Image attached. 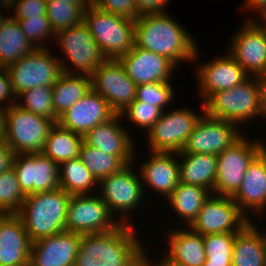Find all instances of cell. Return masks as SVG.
I'll use <instances>...</instances> for the list:
<instances>
[{
    "mask_svg": "<svg viewBox=\"0 0 266 266\" xmlns=\"http://www.w3.org/2000/svg\"><path fill=\"white\" fill-rule=\"evenodd\" d=\"M133 224L112 231L81 235L74 266H146L148 254Z\"/></svg>",
    "mask_w": 266,
    "mask_h": 266,
    "instance_id": "1",
    "label": "cell"
},
{
    "mask_svg": "<svg viewBox=\"0 0 266 266\" xmlns=\"http://www.w3.org/2000/svg\"><path fill=\"white\" fill-rule=\"evenodd\" d=\"M191 34L166 12L144 14L135 20V45L160 54L176 67L196 62L199 51Z\"/></svg>",
    "mask_w": 266,
    "mask_h": 266,
    "instance_id": "2",
    "label": "cell"
},
{
    "mask_svg": "<svg viewBox=\"0 0 266 266\" xmlns=\"http://www.w3.org/2000/svg\"><path fill=\"white\" fill-rule=\"evenodd\" d=\"M252 78L250 76L242 84L213 93L203 103L204 112L238 126L259 115L264 119L265 81L258 76Z\"/></svg>",
    "mask_w": 266,
    "mask_h": 266,
    "instance_id": "3",
    "label": "cell"
},
{
    "mask_svg": "<svg viewBox=\"0 0 266 266\" xmlns=\"http://www.w3.org/2000/svg\"><path fill=\"white\" fill-rule=\"evenodd\" d=\"M70 197L61 188L26 195L17 215L31 242L66 231V212Z\"/></svg>",
    "mask_w": 266,
    "mask_h": 266,
    "instance_id": "4",
    "label": "cell"
},
{
    "mask_svg": "<svg viewBox=\"0 0 266 266\" xmlns=\"http://www.w3.org/2000/svg\"><path fill=\"white\" fill-rule=\"evenodd\" d=\"M83 22L106 59H119L135 45V20L116 16L89 5Z\"/></svg>",
    "mask_w": 266,
    "mask_h": 266,
    "instance_id": "5",
    "label": "cell"
},
{
    "mask_svg": "<svg viewBox=\"0 0 266 266\" xmlns=\"http://www.w3.org/2000/svg\"><path fill=\"white\" fill-rule=\"evenodd\" d=\"M55 122L34 114L17 103L6 108L4 140L14 154L39 153Z\"/></svg>",
    "mask_w": 266,
    "mask_h": 266,
    "instance_id": "6",
    "label": "cell"
},
{
    "mask_svg": "<svg viewBox=\"0 0 266 266\" xmlns=\"http://www.w3.org/2000/svg\"><path fill=\"white\" fill-rule=\"evenodd\" d=\"M244 134L217 155V174L212 194L232 197L243 181L248 165L266 147L261 141H248Z\"/></svg>",
    "mask_w": 266,
    "mask_h": 266,
    "instance_id": "7",
    "label": "cell"
},
{
    "mask_svg": "<svg viewBox=\"0 0 266 266\" xmlns=\"http://www.w3.org/2000/svg\"><path fill=\"white\" fill-rule=\"evenodd\" d=\"M57 46L60 45L66 61L77 67L78 72L66 65V58L60 60L61 69L66 74H80L91 76L94 71L106 60L97 42L84 22L68 29L59 30L55 34ZM59 42V43H58ZM83 72V73H82Z\"/></svg>",
    "mask_w": 266,
    "mask_h": 266,
    "instance_id": "8",
    "label": "cell"
},
{
    "mask_svg": "<svg viewBox=\"0 0 266 266\" xmlns=\"http://www.w3.org/2000/svg\"><path fill=\"white\" fill-rule=\"evenodd\" d=\"M14 95L43 85L52 86L63 73L60 59L48 48H35L7 67Z\"/></svg>",
    "mask_w": 266,
    "mask_h": 266,
    "instance_id": "9",
    "label": "cell"
},
{
    "mask_svg": "<svg viewBox=\"0 0 266 266\" xmlns=\"http://www.w3.org/2000/svg\"><path fill=\"white\" fill-rule=\"evenodd\" d=\"M90 194L71 195L65 221L67 232L80 235L105 233L114 230L121 224L110 213L108 206L99 197V194L98 196Z\"/></svg>",
    "mask_w": 266,
    "mask_h": 266,
    "instance_id": "10",
    "label": "cell"
},
{
    "mask_svg": "<svg viewBox=\"0 0 266 266\" xmlns=\"http://www.w3.org/2000/svg\"><path fill=\"white\" fill-rule=\"evenodd\" d=\"M133 164L125 166L118 173L112 174L98 181L101 194L99 197L106 203L110 213L116 216V213L122 214L119 217L121 224H132L128 220V212L140 208L144 198L142 181L140 174L136 175L132 169ZM116 211V212H115ZM115 214V215H114ZM127 214V215H126ZM126 215V216H125Z\"/></svg>",
    "mask_w": 266,
    "mask_h": 266,
    "instance_id": "11",
    "label": "cell"
},
{
    "mask_svg": "<svg viewBox=\"0 0 266 266\" xmlns=\"http://www.w3.org/2000/svg\"><path fill=\"white\" fill-rule=\"evenodd\" d=\"M250 221L230 196L211 195L193 222L187 226L201 235L237 233Z\"/></svg>",
    "mask_w": 266,
    "mask_h": 266,
    "instance_id": "12",
    "label": "cell"
},
{
    "mask_svg": "<svg viewBox=\"0 0 266 266\" xmlns=\"http://www.w3.org/2000/svg\"><path fill=\"white\" fill-rule=\"evenodd\" d=\"M200 117L190 108L184 107L170 112L163 111L147 132L150 153L181 152Z\"/></svg>",
    "mask_w": 266,
    "mask_h": 266,
    "instance_id": "13",
    "label": "cell"
},
{
    "mask_svg": "<svg viewBox=\"0 0 266 266\" xmlns=\"http://www.w3.org/2000/svg\"><path fill=\"white\" fill-rule=\"evenodd\" d=\"M90 77L92 89L116 114H121L136 99L137 85L128 77L119 59H106Z\"/></svg>",
    "mask_w": 266,
    "mask_h": 266,
    "instance_id": "14",
    "label": "cell"
},
{
    "mask_svg": "<svg viewBox=\"0 0 266 266\" xmlns=\"http://www.w3.org/2000/svg\"><path fill=\"white\" fill-rule=\"evenodd\" d=\"M247 18L232 37L229 54L251 76L266 75V25Z\"/></svg>",
    "mask_w": 266,
    "mask_h": 266,
    "instance_id": "15",
    "label": "cell"
},
{
    "mask_svg": "<svg viewBox=\"0 0 266 266\" xmlns=\"http://www.w3.org/2000/svg\"><path fill=\"white\" fill-rule=\"evenodd\" d=\"M203 112L179 153L218 155L238 140L242 133L236 123L208 116Z\"/></svg>",
    "mask_w": 266,
    "mask_h": 266,
    "instance_id": "16",
    "label": "cell"
},
{
    "mask_svg": "<svg viewBox=\"0 0 266 266\" xmlns=\"http://www.w3.org/2000/svg\"><path fill=\"white\" fill-rule=\"evenodd\" d=\"M12 167L25 195L60 188L59 165L42 152L15 154Z\"/></svg>",
    "mask_w": 266,
    "mask_h": 266,
    "instance_id": "17",
    "label": "cell"
},
{
    "mask_svg": "<svg viewBox=\"0 0 266 266\" xmlns=\"http://www.w3.org/2000/svg\"><path fill=\"white\" fill-rule=\"evenodd\" d=\"M198 65L195 73L198 75L199 95H202L203 103L213 93L242 84L250 77L229 53Z\"/></svg>",
    "mask_w": 266,
    "mask_h": 266,
    "instance_id": "18",
    "label": "cell"
},
{
    "mask_svg": "<svg viewBox=\"0 0 266 266\" xmlns=\"http://www.w3.org/2000/svg\"><path fill=\"white\" fill-rule=\"evenodd\" d=\"M115 115L109 103L91 88L83 98L59 117L58 123L84 136L89 130L110 120Z\"/></svg>",
    "mask_w": 266,
    "mask_h": 266,
    "instance_id": "19",
    "label": "cell"
},
{
    "mask_svg": "<svg viewBox=\"0 0 266 266\" xmlns=\"http://www.w3.org/2000/svg\"><path fill=\"white\" fill-rule=\"evenodd\" d=\"M128 77L136 84L170 82L172 72L177 68L170 60L153 51L134 45L119 58Z\"/></svg>",
    "mask_w": 266,
    "mask_h": 266,
    "instance_id": "20",
    "label": "cell"
},
{
    "mask_svg": "<svg viewBox=\"0 0 266 266\" xmlns=\"http://www.w3.org/2000/svg\"><path fill=\"white\" fill-rule=\"evenodd\" d=\"M81 235L64 231L32 242L29 266H74Z\"/></svg>",
    "mask_w": 266,
    "mask_h": 266,
    "instance_id": "21",
    "label": "cell"
},
{
    "mask_svg": "<svg viewBox=\"0 0 266 266\" xmlns=\"http://www.w3.org/2000/svg\"><path fill=\"white\" fill-rule=\"evenodd\" d=\"M121 118V114H116L110 120L98 124L83 136V142L102 152L118 156L126 165H130L135 159V144L127 128L120 125Z\"/></svg>",
    "mask_w": 266,
    "mask_h": 266,
    "instance_id": "22",
    "label": "cell"
},
{
    "mask_svg": "<svg viewBox=\"0 0 266 266\" xmlns=\"http://www.w3.org/2000/svg\"><path fill=\"white\" fill-rule=\"evenodd\" d=\"M31 244L17 214H0V266H29Z\"/></svg>",
    "mask_w": 266,
    "mask_h": 266,
    "instance_id": "23",
    "label": "cell"
},
{
    "mask_svg": "<svg viewBox=\"0 0 266 266\" xmlns=\"http://www.w3.org/2000/svg\"><path fill=\"white\" fill-rule=\"evenodd\" d=\"M232 199L249 219L248 210H255V214L263 213L264 215L266 211V147L248 165L240 188Z\"/></svg>",
    "mask_w": 266,
    "mask_h": 266,
    "instance_id": "24",
    "label": "cell"
},
{
    "mask_svg": "<svg viewBox=\"0 0 266 266\" xmlns=\"http://www.w3.org/2000/svg\"><path fill=\"white\" fill-rule=\"evenodd\" d=\"M175 152H155L149 155L150 158L139 168L144 185L158 192L166 199L180 182L179 161L175 159ZM144 183V184H143Z\"/></svg>",
    "mask_w": 266,
    "mask_h": 266,
    "instance_id": "25",
    "label": "cell"
},
{
    "mask_svg": "<svg viewBox=\"0 0 266 266\" xmlns=\"http://www.w3.org/2000/svg\"><path fill=\"white\" fill-rule=\"evenodd\" d=\"M176 229L169 232L168 247L165 256L176 263L185 266H203L206 253L203 235L188 229Z\"/></svg>",
    "mask_w": 266,
    "mask_h": 266,
    "instance_id": "26",
    "label": "cell"
},
{
    "mask_svg": "<svg viewBox=\"0 0 266 266\" xmlns=\"http://www.w3.org/2000/svg\"><path fill=\"white\" fill-rule=\"evenodd\" d=\"M250 221L235 234L232 266H266V234Z\"/></svg>",
    "mask_w": 266,
    "mask_h": 266,
    "instance_id": "27",
    "label": "cell"
},
{
    "mask_svg": "<svg viewBox=\"0 0 266 266\" xmlns=\"http://www.w3.org/2000/svg\"><path fill=\"white\" fill-rule=\"evenodd\" d=\"M179 162L180 182L189 185L204 187L211 193L214 191V182L217 174V155L176 153Z\"/></svg>",
    "mask_w": 266,
    "mask_h": 266,
    "instance_id": "28",
    "label": "cell"
},
{
    "mask_svg": "<svg viewBox=\"0 0 266 266\" xmlns=\"http://www.w3.org/2000/svg\"><path fill=\"white\" fill-rule=\"evenodd\" d=\"M91 77L62 73L52 85V100L55 116L59 119L71 106L91 89Z\"/></svg>",
    "mask_w": 266,
    "mask_h": 266,
    "instance_id": "29",
    "label": "cell"
},
{
    "mask_svg": "<svg viewBox=\"0 0 266 266\" xmlns=\"http://www.w3.org/2000/svg\"><path fill=\"white\" fill-rule=\"evenodd\" d=\"M35 48L17 20L9 16L0 29V66L7 68Z\"/></svg>",
    "mask_w": 266,
    "mask_h": 266,
    "instance_id": "30",
    "label": "cell"
},
{
    "mask_svg": "<svg viewBox=\"0 0 266 266\" xmlns=\"http://www.w3.org/2000/svg\"><path fill=\"white\" fill-rule=\"evenodd\" d=\"M83 136L55 123L48 134L42 153L61 165L70 159L79 157Z\"/></svg>",
    "mask_w": 266,
    "mask_h": 266,
    "instance_id": "31",
    "label": "cell"
},
{
    "mask_svg": "<svg viewBox=\"0 0 266 266\" xmlns=\"http://www.w3.org/2000/svg\"><path fill=\"white\" fill-rule=\"evenodd\" d=\"M210 195V191L204 187L179 182L166 199L173 211L186 221L185 225L187 227L197 217Z\"/></svg>",
    "mask_w": 266,
    "mask_h": 266,
    "instance_id": "32",
    "label": "cell"
},
{
    "mask_svg": "<svg viewBox=\"0 0 266 266\" xmlns=\"http://www.w3.org/2000/svg\"><path fill=\"white\" fill-rule=\"evenodd\" d=\"M98 181L79 157L59 165V186L69 195L89 194Z\"/></svg>",
    "mask_w": 266,
    "mask_h": 266,
    "instance_id": "33",
    "label": "cell"
},
{
    "mask_svg": "<svg viewBox=\"0 0 266 266\" xmlns=\"http://www.w3.org/2000/svg\"><path fill=\"white\" fill-rule=\"evenodd\" d=\"M79 158L97 181L118 173L127 166L118 156L107 154L82 142Z\"/></svg>",
    "mask_w": 266,
    "mask_h": 266,
    "instance_id": "34",
    "label": "cell"
},
{
    "mask_svg": "<svg viewBox=\"0 0 266 266\" xmlns=\"http://www.w3.org/2000/svg\"><path fill=\"white\" fill-rule=\"evenodd\" d=\"M89 5H68L60 0H47L46 16L56 34L59 30L68 29L83 22L84 11Z\"/></svg>",
    "mask_w": 266,
    "mask_h": 266,
    "instance_id": "35",
    "label": "cell"
},
{
    "mask_svg": "<svg viewBox=\"0 0 266 266\" xmlns=\"http://www.w3.org/2000/svg\"><path fill=\"white\" fill-rule=\"evenodd\" d=\"M52 86H38L30 90L20 93L16 102L21 108L28 110L34 114L48 117L55 123H58V118L55 116L52 100ZM22 98V99H21ZM20 99L22 102H20ZM22 103V104H21Z\"/></svg>",
    "mask_w": 266,
    "mask_h": 266,
    "instance_id": "36",
    "label": "cell"
},
{
    "mask_svg": "<svg viewBox=\"0 0 266 266\" xmlns=\"http://www.w3.org/2000/svg\"><path fill=\"white\" fill-rule=\"evenodd\" d=\"M25 197L13 167L0 174V214H17Z\"/></svg>",
    "mask_w": 266,
    "mask_h": 266,
    "instance_id": "37",
    "label": "cell"
},
{
    "mask_svg": "<svg viewBox=\"0 0 266 266\" xmlns=\"http://www.w3.org/2000/svg\"><path fill=\"white\" fill-rule=\"evenodd\" d=\"M235 234L219 233L203 236L206 253L204 264L232 265Z\"/></svg>",
    "mask_w": 266,
    "mask_h": 266,
    "instance_id": "38",
    "label": "cell"
},
{
    "mask_svg": "<svg viewBox=\"0 0 266 266\" xmlns=\"http://www.w3.org/2000/svg\"><path fill=\"white\" fill-rule=\"evenodd\" d=\"M174 94L171 82H150L137 85L135 100L157 106L165 111V108H168L167 105L173 103Z\"/></svg>",
    "mask_w": 266,
    "mask_h": 266,
    "instance_id": "39",
    "label": "cell"
},
{
    "mask_svg": "<svg viewBox=\"0 0 266 266\" xmlns=\"http://www.w3.org/2000/svg\"><path fill=\"white\" fill-rule=\"evenodd\" d=\"M17 22L22 32L36 48H48L46 41H48L50 37L55 38V33L50 26L47 16L30 17L25 20H17ZM36 42L39 43V45L35 44Z\"/></svg>",
    "mask_w": 266,
    "mask_h": 266,
    "instance_id": "40",
    "label": "cell"
},
{
    "mask_svg": "<svg viewBox=\"0 0 266 266\" xmlns=\"http://www.w3.org/2000/svg\"><path fill=\"white\" fill-rule=\"evenodd\" d=\"M163 111L153 105L134 100L126 110L121 113L122 117H126L128 122L135 123L141 128L148 130L159 120ZM130 120V121H129Z\"/></svg>",
    "mask_w": 266,
    "mask_h": 266,
    "instance_id": "41",
    "label": "cell"
},
{
    "mask_svg": "<svg viewBox=\"0 0 266 266\" xmlns=\"http://www.w3.org/2000/svg\"><path fill=\"white\" fill-rule=\"evenodd\" d=\"M46 3L47 0H0L2 8L13 9L15 13L10 16L15 20L46 16Z\"/></svg>",
    "mask_w": 266,
    "mask_h": 266,
    "instance_id": "42",
    "label": "cell"
},
{
    "mask_svg": "<svg viewBox=\"0 0 266 266\" xmlns=\"http://www.w3.org/2000/svg\"><path fill=\"white\" fill-rule=\"evenodd\" d=\"M91 5L122 18L132 20L138 18L135 0H91Z\"/></svg>",
    "mask_w": 266,
    "mask_h": 266,
    "instance_id": "43",
    "label": "cell"
},
{
    "mask_svg": "<svg viewBox=\"0 0 266 266\" xmlns=\"http://www.w3.org/2000/svg\"><path fill=\"white\" fill-rule=\"evenodd\" d=\"M14 98L16 100V96L14 95V92L11 86V79H10L8 70L7 68L1 67L0 68V106L5 107V108L10 107L12 104H15L17 102V101L13 102ZM10 100L12 102H10ZM3 102L6 103L4 104L5 106L3 105Z\"/></svg>",
    "mask_w": 266,
    "mask_h": 266,
    "instance_id": "44",
    "label": "cell"
},
{
    "mask_svg": "<svg viewBox=\"0 0 266 266\" xmlns=\"http://www.w3.org/2000/svg\"><path fill=\"white\" fill-rule=\"evenodd\" d=\"M138 17L144 14L164 13L169 0H135Z\"/></svg>",
    "mask_w": 266,
    "mask_h": 266,
    "instance_id": "45",
    "label": "cell"
},
{
    "mask_svg": "<svg viewBox=\"0 0 266 266\" xmlns=\"http://www.w3.org/2000/svg\"><path fill=\"white\" fill-rule=\"evenodd\" d=\"M14 152L4 139H0V174L12 168Z\"/></svg>",
    "mask_w": 266,
    "mask_h": 266,
    "instance_id": "46",
    "label": "cell"
},
{
    "mask_svg": "<svg viewBox=\"0 0 266 266\" xmlns=\"http://www.w3.org/2000/svg\"><path fill=\"white\" fill-rule=\"evenodd\" d=\"M245 11L247 9L255 12H258L257 14H260V18H264L266 16V0H245L244 5L242 6ZM253 9V10H252Z\"/></svg>",
    "mask_w": 266,
    "mask_h": 266,
    "instance_id": "47",
    "label": "cell"
},
{
    "mask_svg": "<svg viewBox=\"0 0 266 266\" xmlns=\"http://www.w3.org/2000/svg\"><path fill=\"white\" fill-rule=\"evenodd\" d=\"M164 258L160 259L161 261L154 264V262L150 261L149 257L146 258V266H185L174 261H170L165 255ZM149 259V260H148ZM153 263V264H152Z\"/></svg>",
    "mask_w": 266,
    "mask_h": 266,
    "instance_id": "48",
    "label": "cell"
},
{
    "mask_svg": "<svg viewBox=\"0 0 266 266\" xmlns=\"http://www.w3.org/2000/svg\"><path fill=\"white\" fill-rule=\"evenodd\" d=\"M5 115H6V108L0 106V139H4V134H5Z\"/></svg>",
    "mask_w": 266,
    "mask_h": 266,
    "instance_id": "49",
    "label": "cell"
},
{
    "mask_svg": "<svg viewBox=\"0 0 266 266\" xmlns=\"http://www.w3.org/2000/svg\"><path fill=\"white\" fill-rule=\"evenodd\" d=\"M66 2L68 5H90L91 0H60Z\"/></svg>",
    "mask_w": 266,
    "mask_h": 266,
    "instance_id": "50",
    "label": "cell"
},
{
    "mask_svg": "<svg viewBox=\"0 0 266 266\" xmlns=\"http://www.w3.org/2000/svg\"><path fill=\"white\" fill-rule=\"evenodd\" d=\"M10 15H7V16H3V14L1 13L0 11V29L1 27L3 26L4 22L7 20V18L9 17Z\"/></svg>",
    "mask_w": 266,
    "mask_h": 266,
    "instance_id": "51",
    "label": "cell"
},
{
    "mask_svg": "<svg viewBox=\"0 0 266 266\" xmlns=\"http://www.w3.org/2000/svg\"><path fill=\"white\" fill-rule=\"evenodd\" d=\"M264 118L266 119V81H265V102H264Z\"/></svg>",
    "mask_w": 266,
    "mask_h": 266,
    "instance_id": "52",
    "label": "cell"
},
{
    "mask_svg": "<svg viewBox=\"0 0 266 266\" xmlns=\"http://www.w3.org/2000/svg\"><path fill=\"white\" fill-rule=\"evenodd\" d=\"M203 266H232V265L203 264Z\"/></svg>",
    "mask_w": 266,
    "mask_h": 266,
    "instance_id": "53",
    "label": "cell"
},
{
    "mask_svg": "<svg viewBox=\"0 0 266 266\" xmlns=\"http://www.w3.org/2000/svg\"><path fill=\"white\" fill-rule=\"evenodd\" d=\"M261 21L266 25V16L262 18Z\"/></svg>",
    "mask_w": 266,
    "mask_h": 266,
    "instance_id": "54",
    "label": "cell"
}]
</instances>
